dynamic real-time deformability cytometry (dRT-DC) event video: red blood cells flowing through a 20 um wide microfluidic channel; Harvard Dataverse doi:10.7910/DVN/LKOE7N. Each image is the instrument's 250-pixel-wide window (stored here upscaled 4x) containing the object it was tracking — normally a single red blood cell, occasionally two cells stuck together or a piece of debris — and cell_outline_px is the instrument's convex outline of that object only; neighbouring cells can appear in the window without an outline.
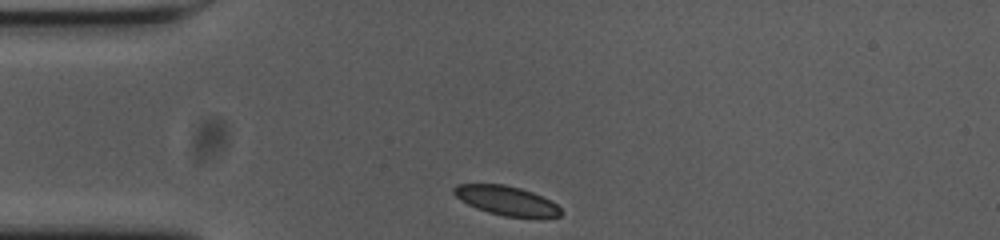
{"species": "common noctule bat (a hibernating species)", "species_latin": "Nyctalus noctula", "temperature_condition": "cold", "stored_images_in_passage": 32, "camera_frame_rate_fps": 3000, "um_per_image_px": 0.085, "animal": {"sex": "female", "body_mass_g": 23.0, "forearm_length_mm": 53.4}, "frame": {"image": 1, "passage_image": 1, "time_ms": 0.0, "image_size_px": [1000, 240], "cell_outline_px": [[560, 216], [504, 216], [488, 212], [476, 208], [460, 200], [452, 192], [452, 188], [456, 184], [504, 184], [520, 188], [532, 192], [552, 200], [560, 208]], "centroid_in_image_um": [42.99, 17.02], "position_along_channel_um": 42.0, "area_um2": 17.98}}
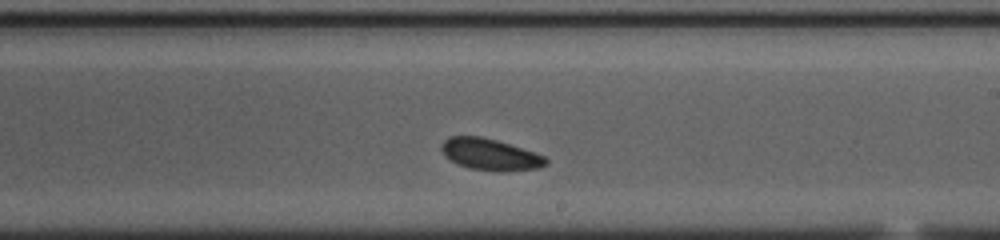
{"frame": {"image": 2, "passage_image": 20, "time_ms": 6.333, "image_size_px": [1000, 240], "cell_outline_px": [[548, 164], [540, 168], [504, 172], [468, 168], [448, 160], [444, 156], [440, 148], [440, 144], [448, 136], [480, 136], [496, 140], [536, 152], [544, 156], [548, 160]], "centroid_in_image_um": [41.65, 13.13], "position_along_channel_um": 247.4, "area_um2": 19.54}}
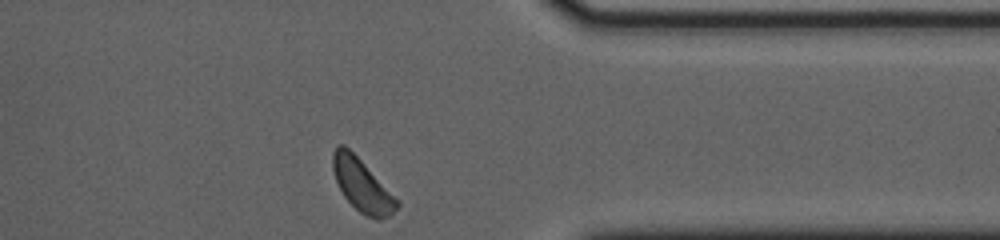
{"frame": {"image": 3, "passage_image": 32, "time_ms": 10.333, "image_size_px": [1000, 240], "cell_outline_px": [[400, 204], [388, 216], [380, 220], [376, 220], [360, 212], [344, 196], [336, 180], [332, 168], [332, 152], [336, 144], [344, 144], [400, 200]], "centroid_in_image_um": [30.77, 15.73], "position_along_channel_um": 380.6, "area_um2": 19.42}, "authors_computed_cell_mechanics": {"area_um2": 19.1318, "velocity_mm_per_s": 3.6153, "shape_relaxation_time_tau1_ms": 1.605, "shape_relaxation_time_tau2_ms": 2.6466, "deformation_change_tau1": 0.0343, "deformation_change_tau2": 0.0644}}